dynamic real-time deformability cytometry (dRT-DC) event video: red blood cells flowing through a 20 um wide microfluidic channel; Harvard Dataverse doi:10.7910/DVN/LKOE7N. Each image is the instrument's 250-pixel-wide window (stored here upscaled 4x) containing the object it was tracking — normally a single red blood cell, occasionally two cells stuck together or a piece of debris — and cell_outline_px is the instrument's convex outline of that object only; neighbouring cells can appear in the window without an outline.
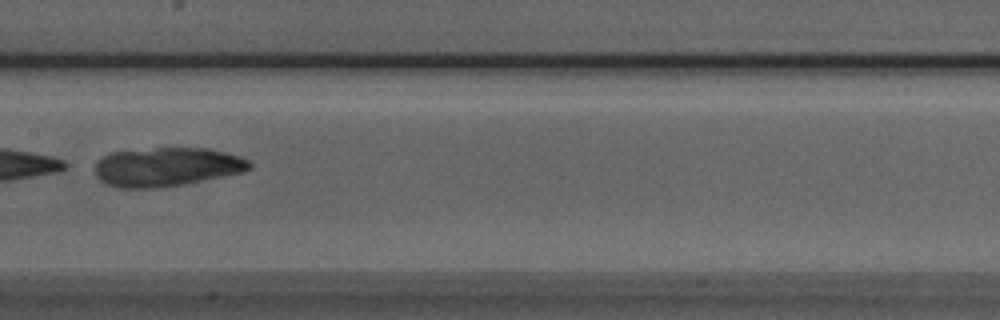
{"species": "Egyptian fruit bat (a non-hibernating species)", "species_latin": "Rousettus aegyptiacus", "temperature_condition": "room temperature", "stored_images_in_passage": 4, "camera_frame_rate_fps": 3000, "um_per_image_px": 0.085, "animal": {"sex": "male"}, "frame": {"image": 1, "passage_image": 4, "time_ms": 1.0, "image_size_px": [1000, 320], "cell_outline_px": [[252, 168], [244, 172], [184, 184], [152, 188], [116, 188], [104, 184], [96, 176], [96, 160], [100, 156], [112, 152], [156, 148], [208, 148], [240, 156], [248, 160], [252, 164]], "centroid_in_image_um": [14.15, 14.19], "position_along_channel_um": 193.2, "area_um2": 35.26}}